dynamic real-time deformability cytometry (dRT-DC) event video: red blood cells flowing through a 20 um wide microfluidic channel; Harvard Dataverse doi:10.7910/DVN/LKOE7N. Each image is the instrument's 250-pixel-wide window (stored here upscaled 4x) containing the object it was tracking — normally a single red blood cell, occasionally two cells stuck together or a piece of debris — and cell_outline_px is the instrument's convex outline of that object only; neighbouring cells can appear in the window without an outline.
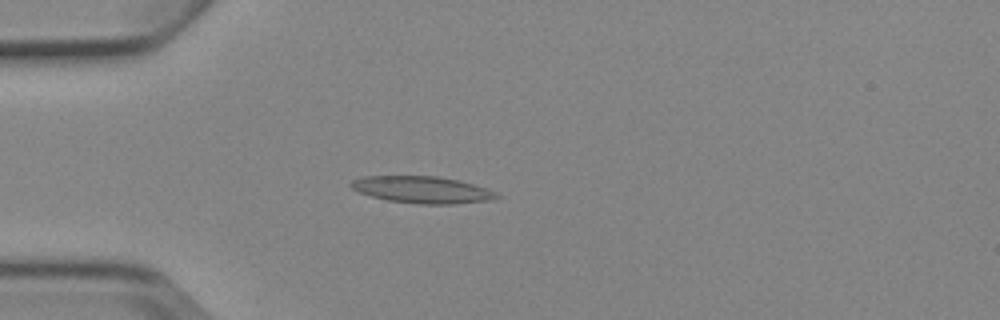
{"species": "Egyptian fruit bat (a non-hibernating species)", "species_latin": "Rousettus aegyptiacus", "temperature_condition": "cold", "stored_images_in_passage": 5, "camera_frame_rate_fps": 3000, "um_per_image_px": 0.085, "animal": {"sex": "female"}, "frame": {"image": 1, "passage_image": 4, "time_ms": 3.667, "image_size_px": [1000, 320], "cell_outline_px": [[504, 196], [492, 200], [452, 204], [420, 204], [388, 200], [372, 196], [360, 192], [352, 188], [348, 184], [352, 180], [364, 176], [436, 176], [460, 180], [488, 188]], "centroid_in_image_um": [35.95, 16.12], "position_along_channel_um": 49.0, "area_um2": 22.95}}